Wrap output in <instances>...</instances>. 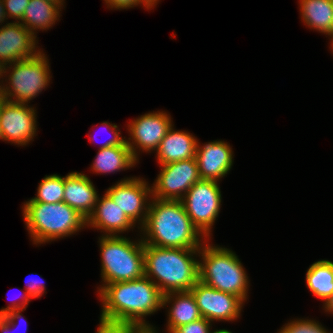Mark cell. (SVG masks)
Instances as JSON below:
<instances>
[{"instance_id": "obj_1", "label": "cell", "mask_w": 333, "mask_h": 333, "mask_svg": "<svg viewBox=\"0 0 333 333\" xmlns=\"http://www.w3.org/2000/svg\"><path fill=\"white\" fill-rule=\"evenodd\" d=\"M103 308L100 327L150 325L143 318L163 307V294L150 278L114 282L99 288Z\"/></svg>"}, {"instance_id": "obj_2", "label": "cell", "mask_w": 333, "mask_h": 333, "mask_svg": "<svg viewBox=\"0 0 333 333\" xmlns=\"http://www.w3.org/2000/svg\"><path fill=\"white\" fill-rule=\"evenodd\" d=\"M141 229L145 236L147 234L142 239L144 244L161 248L200 249V238L204 237L193 224L181 201L153 198Z\"/></svg>"}, {"instance_id": "obj_3", "label": "cell", "mask_w": 333, "mask_h": 333, "mask_svg": "<svg viewBox=\"0 0 333 333\" xmlns=\"http://www.w3.org/2000/svg\"><path fill=\"white\" fill-rule=\"evenodd\" d=\"M197 252L199 249L144 244L145 277L150 278L163 295L189 291L199 281V261L192 257Z\"/></svg>"}, {"instance_id": "obj_4", "label": "cell", "mask_w": 333, "mask_h": 333, "mask_svg": "<svg viewBox=\"0 0 333 333\" xmlns=\"http://www.w3.org/2000/svg\"><path fill=\"white\" fill-rule=\"evenodd\" d=\"M23 216L34 244L63 238L87 226L86 218L65 202H26Z\"/></svg>"}, {"instance_id": "obj_5", "label": "cell", "mask_w": 333, "mask_h": 333, "mask_svg": "<svg viewBox=\"0 0 333 333\" xmlns=\"http://www.w3.org/2000/svg\"><path fill=\"white\" fill-rule=\"evenodd\" d=\"M203 261H199V281L209 287L247 299L248 277L231 250L210 244L199 249Z\"/></svg>"}, {"instance_id": "obj_6", "label": "cell", "mask_w": 333, "mask_h": 333, "mask_svg": "<svg viewBox=\"0 0 333 333\" xmlns=\"http://www.w3.org/2000/svg\"><path fill=\"white\" fill-rule=\"evenodd\" d=\"M101 277L105 284L137 280L145 276L144 243L122 236H102Z\"/></svg>"}, {"instance_id": "obj_7", "label": "cell", "mask_w": 333, "mask_h": 333, "mask_svg": "<svg viewBox=\"0 0 333 333\" xmlns=\"http://www.w3.org/2000/svg\"><path fill=\"white\" fill-rule=\"evenodd\" d=\"M11 64L13 66L8 76L9 86L1 87L3 98L12 103L28 104V101L42 92L50 82L48 60L45 54L40 52L34 58Z\"/></svg>"}, {"instance_id": "obj_8", "label": "cell", "mask_w": 333, "mask_h": 333, "mask_svg": "<svg viewBox=\"0 0 333 333\" xmlns=\"http://www.w3.org/2000/svg\"><path fill=\"white\" fill-rule=\"evenodd\" d=\"M221 191L217 181L200 179L180 200L193 224L208 237L218 217Z\"/></svg>"}, {"instance_id": "obj_9", "label": "cell", "mask_w": 333, "mask_h": 333, "mask_svg": "<svg viewBox=\"0 0 333 333\" xmlns=\"http://www.w3.org/2000/svg\"><path fill=\"white\" fill-rule=\"evenodd\" d=\"M200 179L195 157L161 165V172L151 188L152 198L180 201Z\"/></svg>"}, {"instance_id": "obj_10", "label": "cell", "mask_w": 333, "mask_h": 333, "mask_svg": "<svg viewBox=\"0 0 333 333\" xmlns=\"http://www.w3.org/2000/svg\"><path fill=\"white\" fill-rule=\"evenodd\" d=\"M189 291L195 298L201 316L210 322L239 318L244 301L236 295L216 290L201 281Z\"/></svg>"}, {"instance_id": "obj_11", "label": "cell", "mask_w": 333, "mask_h": 333, "mask_svg": "<svg viewBox=\"0 0 333 333\" xmlns=\"http://www.w3.org/2000/svg\"><path fill=\"white\" fill-rule=\"evenodd\" d=\"M172 127L171 117L162 112H153L141 115L128 125L131 141L126 140L133 157L138 160L137 149L142 151L157 150L167 131ZM137 149H136V147Z\"/></svg>"}, {"instance_id": "obj_12", "label": "cell", "mask_w": 333, "mask_h": 333, "mask_svg": "<svg viewBox=\"0 0 333 333\" xmlns=\"http://www.w3.org/2000/svg\"><path fill=\"white\" fill-rule=\"evenodd\" d=\"M150 188L143 179L132 177L123 179L108 188L106 194L134 224L138 220L141 222L140 225L143 226L149 210L147 201L150 198L149 196L152 195V189Z\"/></svg>"}, {"instance_id": "obj_13", "label": "cell", "mask_w": 333, "mask_h": 333, "mask_svg": "<svg viewBox=\"0 0 333 333\" xmlns=\"http://www.w3.org/2000/svg\"><path fill=\"white\" fill-rule=\"evenodd\" d=\"M36 110L27 104L3 100L0 104V126L4 141L27 145L36 133Z\"/></svg>"}, {"instance_id": "obj_14", "label": "cell", "mask_w": 333, "mask_h": 333, "mask_svg": "<svg viewBox=\"0 0 333 333\" xmlns=\"http://www.w3.org/2000/svg\"><path fill=\"white\" fill-rule=\"evenodd\" d=\"M36 36L20 22L6 23L0 28V65L2 75L7 64L34 58L41 51H36Z\"/></svg>"}, {"instance_id": "obj_15", "label": "cell", "mask_w": 333, "mask_h": 333, "mask_svg": "<svg viewBox=\"0 0 333 333\" xmlns=\"http://www.w3.org/2000/svg\"><path fill=\"white\" fill-rule=\"evenodd\" d=\"M195 158L201 179L218 181L233 164V152L224 141H213L200 146L197 143Z\"/></svg>"}, {"instance_id": "obj_16", "label": "cell", "mask_w": 333, "mask_h": 333, "mask_svg": "<svg viewBox=\"0 0 333 333\" xmlns=\"http://www.w3.org/2000/svg\"><path fill=\"white\" fill-rule=\"evenodd\" d=\"M86 225L105 231L106 236H116L117 233L126 231L135 224L105 193L102 199L98 196L93 212L86 219Z\"/></svg>"}, {"instance_id": "obj_17", "label": "cell", "mask_w": 333, "mask_h": 333, "mask_svg": "<svg viewBox=\"0 0 333 333\" xmlns=\"http://www.w3.org/2000/svg\"><path fill=\"white\" fill-rule=\"evenodd\" d=\"M97 198V191L87 175L71 172L65 176L63 202L77 210L84 218L87 219L93 212Z\"/></svg>"}, {"instance_id": "obj_18", "label": "cell", "mask_w": 333, "mask_h": 333, "mask_svg": "<svg viewBox=\"0 0 333 333\" xmlns=\"http://www.w3.org/2000/svg\"><path fill=\"white\" fill-rule=\"evenodd\" d=\"M197 139L190 133L174 131L173 125L159 144L157 160L160 165L195 157Z\"/></svg>"}, {"instance_id": "obj_19", "label": "cell", "mask_w": 333, "mask_h": 333, "mask_svg": "<svg viewBox=\"0 0 333 333\" xmlns=\"http://www.w3.org/2000/svg\"><path fill=\"white\" fill-rule=\"evenodd\" d=\"M172 299L174 303L168 311L167 327L177 329L184 324L202 318L195 298L190 291L171 292L163 295V306L172 303Z\"/></svg>"}, {"instance_id": "obj_20", "label": "cell", "mask_w": 333, "mask_h": 333, "mask_svg": "<svg viewBox=\"0 0 333 333\" xmlns=\"http://www.w3.org/2000/svg\"><path fill=\"white\" fill-rule=\"evenodd\" d=\"M302 20L309 28L333 35V0H300Z\"/></svg>"}, {"instance_id": "obj_21", "label": "cell", "mask_w": 333, "mask_h": 333, "mask_svg": "<svg viewBox=\"0 0 333 333\" xmlns=\"http://www.w3.org/2000/svg\"><path fill=\"white\" fill-rule=\"evenodd\" d=\"M136 162L125 142L123 145L99 148L91 169L96 173H112L133 167Z\"/></svg>"}, {"instance_id": "obj_22", "label": "cell", "mask_w": 333, "mask_h": 333, "mask_svg": "<svg viewBox=\"0 0 333 333\" xmlns=\"http://www.w3.org/2000/svg\"><path fill=\"white\" fill-rule=\"evenodd\" d=\"M61 6L47 0H30L21 24L35 34L37 29H49L59 20ZM36 29V30H35Z\"/></svg>"}, {"instance_id": "obj_23", "label": "cell", "mask_w": 333, "mask_h": 333, "mask_svg": "<svg viewBox=\"0 0 333 333\" xmlns=\"http://www.w3.org/2000/svg\"><path fill=\"white\" fill-rule=\"evenodd\" d=\"M306 283L310 291L326 303L333 294V262L319 260L307 270Z\"/></svg>"}, {"instance_id": "obj_24", "label": "cell", "mask_w": 333, "mask_h": 333, "mask_svg": "<svg viewBox=\"0 0 333 333\" xmlns=\"http://www.w3.org/2000/svg\"><path fill=\"white\" fill-rule=\"evenodd\" d=\"M65 177L57 174L46 175L40 182L37 195L27 202L59 203L63 202Z\"/></svg>"}, {"instance_id": "obj_25", "label": "cell", "mask_w": 333, "mask_h": 333, "mask_svg": "<svg viewBox=\"0 0 333 333\" xmlns=\"http://www.w3.org/2000/svg\"><path fill=\"white\" fill-rule=\"evenodd\" d=\"M279 333H329L315 320H294L280 329Z\"/></svg>"}, {"instance_id": "obj_26", "label": "cell", "mask_w": 333, "mask_h": 333, "mask_svg": "<svg viewBox=\"0 0 333 333\" xmlns=\"http://www.w3.org/2000/svg\"><path fill=\"white\" fill-rule=\"evenodd\" d=\"M6 15L9 18H15V20L22 21L24 11L29 4L30 0H3Z\"/></svg>"}, {"instance_id": "obj_27", "label": "cell", "mask_w": 333, "mask_h": 333, "mask_svg": "<svg viewBox=\"0 0 333 333\" xmlns=\"http://www.w3.org/2000/svg\"><path fill=\"white\" fill-rule=\"evenodd\" d=\"M210 327L211 322L202 317L191 323L184 324L177 329L180 333H215V331L210 332Z\"/></svg>"}, {"instance_id": "obj_28", "label": "cell", "mask_w": 333, "mask_h": 333, "mask_svg": "<svg viewBox=\"0 0 333 333\" xmlns=\"http://www.w3.org/2000/svg\"><path fill=\"white\" fill-rule=\"evenodd\" d=\"M25 309H17L8 312L7 314L0 316V331L2 333H10L11 332V327H15L16 320L21 319L25 321V318L21 315L20 312H23ZM13 332V331H12Z\"/></svg>"}, {"instance_id": "obj_29", "label": "cell", "mask_w": 333, "mask_h": 333, "mask_svg": "<svg viewBox=\"0 0 333 333\" xmlns=\"http://www.w3.org/2000/svg\"><path fill=\"white\" fill-rule=\"evenodd\" d=\"M102 125L106 126L104 127L105 130L110 129L112 136L111 139H108L105 141L103 144H101L100 148H107L111 146H118V145H123L126 142V139L120 137V132H118V126L115 124H109L107 121L103 122ZM90 140H94L93 137H89Z\"/></svg>"}, {"instance_id": "obj_30", "label": "cell", "mask_w": 333, "mask_h": 333, "mask_svg": "<svg viewBox=\"0 0 333 333\" xmlns=\"http://www.w3.org/2000/svg\"><path fill=\"white\" fill-rule=\"evenodd\" d=\"M28 281L25 290L27 291V293L32 297V298H39L42 296V294H44V290H45V285L43 284V282H41V280H37V279H33L30 278Z\"/></svg>"}, {"instance_id": "obj_31", "label": "cell", "mask_w": 333, "mask_h": 333, "mask_svg": "<svg viewBox=\"0 0 333 333\" xmlns=\"http://www.w3.org/2000/svg\"><path fill=\"white\" fill-rule=\"evenodd\" d=\"M24 295H22V301H12V305H8L6 308H2L0 310V316H3L5 314H7L10 311L13 310H17V309H26L28 303L30 302V299H32V297L27 293L26 290H24ZM17 302V303H16Z\"/></svg>"}, {"instance_id": "obj_32", "label": "cell", "mask_w": 333, "mask_h": 333, "mask_svg": "<svg viewBox=\"0 0 333 333\" xmlns=\"http://www.w3.org/2000/svg\"><path fill=\"white\" fill-rule=\"evenodd\" d=\"M108 7L117 9H128L139 4H144L141 0H104Z\"/></svg>"}, {"instance_id": "obj_33", "label": "cell", "mask_w": 333, "mask_h": 333, "mask_svg": "<svg viewBox=\"0 0 333 333\" xmlns=\"http://www.w3.org/2000/svg\"><path fill=\"white\" fill-rule=\"evenodd\" d=\"M122 333H158L151 325L124 326L119 328Z\"/></svg>"}, {"instance_id": "obj_34", "label": "cell", "mask_w": 333, "mask_h": 333, "mask_svg": "<svg viewBox=\"0 0 333 333\" xmlns=\"http://www.w3.org/2000/svg\"><path fill=\"white\" fill-rule=\"evenodd\" d=\"M96 333H122L119 329L116 328H106V327H98Z\"/></svg>"}, {"instance_id": "obj_35", "label": "cell", "mask_w": 333, "mask_h": 333, "mask_svg": "<svg viewBox=\"0 0 333 333\" xmlns=\"http://www.w3.org/2000/svg\"><path fill=\"white\" fill-rule=\"evenodd\" d=\"M7 17L6 15V11H5V7H4V1L3 0H0V23L5 20V19H8V18H5Z\"/></svg>"}, {"instance_id": "obj_36", "label": "cell", "mask_w": 333, "mask_h": 333, "mask_svg": "<svg viewBox=\"0 0 333 333\" xmlns=\"http://www.w3.org/2000/svg\"><path fill=\"white\" fill-rule=\"evenodd\" d=\"M324 304H325L324 305V309L326 310V312L328 311V312L333 313V294L329 298V300L326 303H324Z\"/></svg>"}, {"instance_id": "obj_37", "label": "cell", "mask_w": 333, "mask_h": 333, "mask_svg": "<svg viewBox=\"0 0 333 333\" xmlns=\"http://www.w3.org/2000/svg\"><path fill=\"white\" fill-rule=\"evenodd\" d=\"M143 3H144V6L147 8V9H150L152 8L153 6L156 5L157 1L158 0H141Z\"/></svg>"}, {"instance_id": "obj_38", "label": "cell", "mask_w": 333, "mask_h": 333, "mask_svg": "<svg viewBox=\"0 0 333 333\" xmlns=\"http://www.w3.org/2000/svg\"><path fill=\"white\" fill-rule=\"evenodd\" d=\"M47 1H50V2H54V3H56V4H58L59 6H61L62 7V5H63V1L64 0H47Z\"/></svg>"}, {"instance_id": "obj_39", "label": "cell", "mask_w": 333, "mask_h": 333, "mask_svg": "<svg viewBox=\"0 0 333 333\" xmlns=\"http://www.w3.org/2000/svg\"><path fill=\"white\" fill-rule=\"evenodd\" d=\"M215 333H232V332L228 331L226 329H220V330H216Z\"/></svg>"}, {"instance_id": "obj_40", "label": "cell", "mask_w": 333, "mask_h": 333, "mask_svg": "<svg viewBox=\"0 0 333 333\" xmlns=\"http://www.w3.org/2000/svg\"><path fill=\"white\" fill-rule=\"evenodd\" d=\"M167 328H168L167 330H169L168 333H180L178 331V329H173V328H169V327H167Z\"/></svg>"}, {"instance_id": "obj_41", "label": "cell", "mask_w": 333, "mask_h": 333, "mask_svg": "<svg viewBox=\"0 0 333 333\" xmlns=\"http://www.w3.org/2000/svg\"><path fill=\"white\" fill-rule=\"evenodd\" d=\"M0 139L4 140V135H3V132H2L1 126H0Z\"/></svg>"}, {"instance_id": "obj_42", "label": "cell", "mask_w": 333, "mask_h": 333, "mask_svg": "<svg viewBox=\"0 0 333 333\" xmlns=\"http://www.w3.org/2000/svg\"><path fill=\"white\" fill-rule=\"evenodd\" d=\"M2 68H3V67L0 65V78H1V76H3V75H2ZM1 87H2V85H0V90H1Z\"/></svg>"}, {"instance_id": "obj_43", "label": "cell", "mask_w": 333, "mask_h": 333, "mask_svg": "<svg viewBox=\"0 0 333 333\" xmlns=\"http://www.w3.org/2000/svg\"><path fill=\"white\" fill-rule=\"evenodd\" d=\"M3 100H4V98H3V95H2L1 90H0V104Z\"/></svg>"}, {"instance_id": "obj_44", "label": "cell", "mask_w": 333, "mask_h": 333, "mask_svg": "<svg viewBox=\"0 0 333 333\" xmlns=\"http://www.w3.org/2000/svg\"><path fill=\"white\" fill-rule=\"evenodd\" d=\"M331 41H332V42H331V43H332V44H331V49H332V51H333V35L331 36Z\"/></svg>"}]
</instances>
